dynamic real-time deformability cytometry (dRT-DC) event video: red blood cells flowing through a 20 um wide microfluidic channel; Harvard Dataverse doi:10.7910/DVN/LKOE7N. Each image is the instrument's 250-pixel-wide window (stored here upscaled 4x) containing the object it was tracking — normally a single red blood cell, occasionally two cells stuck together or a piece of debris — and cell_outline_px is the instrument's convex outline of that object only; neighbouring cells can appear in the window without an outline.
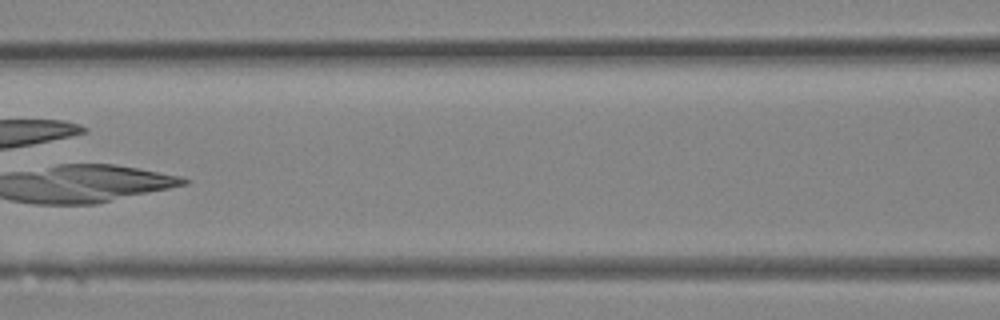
{"species": "Egyptian fruit bat (a non-hibernating species)", "species_latin": "Rousettus aegyptiacus", "temperature_condition": "room temperature", "stored_images_in_passage": 21, "camera_frame_rate_fps": 3000, "um_per_image_px": 0.085, "animal": {"sex": "female"}, "frame": {"image": 1, "passage_image": 11, "time_ms": 3.333, "image_size_px": [1000, 320], "cell_outline_px": [[184, 180], [176, 184], [160, 188], [132, 192], [108, 192], [84, 164], [100, 164], [128, 168], [148, 172]], "centroid_in_image_um": [10.95, 15.2], "position_along_channel_um": 155.6, "area_um2": 11.73}}